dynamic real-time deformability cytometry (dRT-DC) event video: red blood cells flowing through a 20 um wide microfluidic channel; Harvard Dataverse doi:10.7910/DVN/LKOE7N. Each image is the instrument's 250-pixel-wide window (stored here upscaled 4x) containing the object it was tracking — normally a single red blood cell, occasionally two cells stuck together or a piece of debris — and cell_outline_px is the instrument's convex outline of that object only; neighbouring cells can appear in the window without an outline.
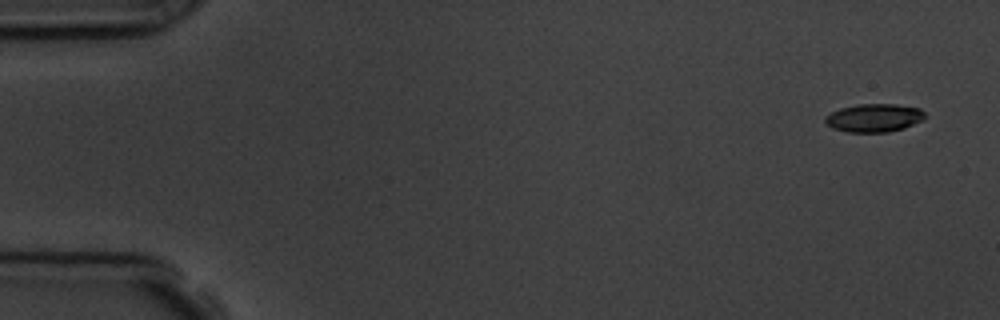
{"species": "common noctule bat (a hibernating species)", "species_latin": "Nyctalus noctula", "temperature_condition": "room temperature", "stored_images_in_passage": 5, "camera_frame_rate_fps": 3000, "um_per_image_px": 0.085, "animal": {"sex": "male", "body_mass_g": 19.5, "forearm_length_mm": 54.6}, "frame": {"image": 1, "passage_image": 1, "time_ms": 0.0, "image_size_px": [1000, 320], "cell_outline_px": [[924, 120], [904, 128], [888, 132], [848, 132], [832, 128], [824, 120], [824, 116], [840, 108], [860, 104], [896, 104], [920, 108], [924, 112]], "centroid_in_image_um": [74.3, 10.02], "position_along_channel_um": 10.7, "area_um2": 16.42}}
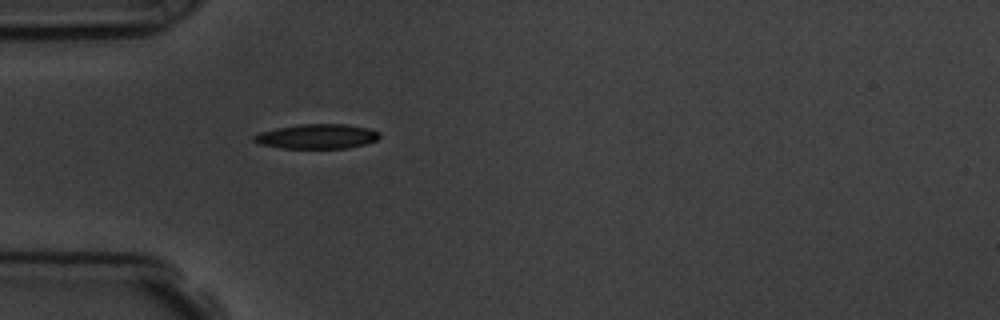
{"frame": {"image": 2, "passage_image": 5, "time_ms": 4.667, "image_size_px": [1000, 320], "cell_outline_px": [[380, 136], [376, 140], [364, 144], [348, 148], [280, 148], [260, 144], [252, 140], [252, 136], [260, 132], [276, 128], [300, 124], [344, 124], [368, 128], [380, 132]], "centroid_in_image_um": [26.92, 11.59], "position_along_channel_um": 58.1, "area_um2": 18.03}}